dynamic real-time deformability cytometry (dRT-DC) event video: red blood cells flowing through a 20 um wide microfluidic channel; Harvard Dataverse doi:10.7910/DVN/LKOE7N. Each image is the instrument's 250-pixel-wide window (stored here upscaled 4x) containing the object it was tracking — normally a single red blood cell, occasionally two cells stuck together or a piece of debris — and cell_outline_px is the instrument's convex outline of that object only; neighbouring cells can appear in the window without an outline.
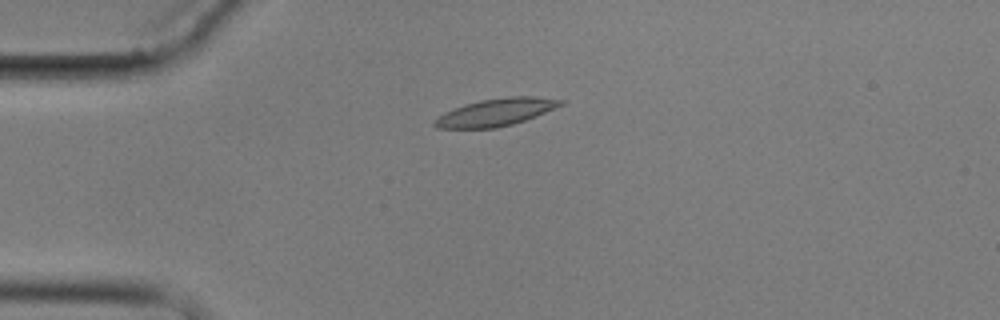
{"species": "common noctule bat (a hibernating species)", "species_latin": "Nyctalus noctula", "temperature_condition": "cold", "stored_images_in_passage": 5, "camera_frame_rate_fps": 3000, "um_per_image_px": 0.085, "animal": {"sex": "male", "body_mass_g": 17.9}, "frame": {"image": 1, "passage_image": 4, "time_ms": 4.333, "image_size_px": [1000, 320], "cell_outline_px": [[564, 104], [536, 116], [512, 124], [496, 128], [436, 128], [432, 124], [432, 120], [436, 116], [444, 112], [464, 104], [480, 100], [508, 96], [536, 96], [564, 100]], "centroid_in_image_um": [42.11, 9.53], "position_along_channel_um": 42.9, "area_um2": 20.29}}